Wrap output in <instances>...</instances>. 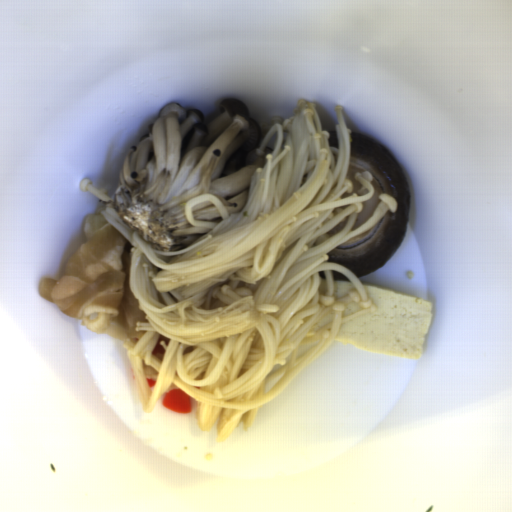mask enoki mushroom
<instances>
[{"label": "enoki mushroom", "instance_id": "cea9216a", "mask_svg": "<svg viewBox=\"0 0 512 512\" xmlns=\"http://www.w3.org/2000/svg\"><path fill=\"white\" fill-rule=\"evenodd\" d=\"M343 110L334 108L336 163L316 103L299 99L293 116L260 122L255 154L264 156V164L250 176L242 209L229 215L222 200L207 193L187 200V220L210 229L187 248L152 249L116 213L106 188L81 180L79 190L104 203L97 212L133 246L128 283L147 322H136L134 331L146 333L138 345L126 340L124 349L148 414L170 390L180 389L198 401L200 429L210 430L219 415L217 438L224 442L243 415L248 429L259 407L321 357L342 323L375 313L360 278L326 261L333 248L372 227L387 210L397 211L396 199L380 193L372 216L352 231L374 186L371 172L357 171L359 191L341 198L353 192L347 179L353 132ZM346 216L340 233L324 234ZM319 270L327 280L324 296ZM334 270L355 287L345 298L333 297ZM352 301L363 310L342 316ZM332 312L334 319L315 332L319 319ZM159 333L170 343L161 340L166 352L154 356ZM147 378L157 382L150 387Z\"/></svg>", "mask_w": 512, "mask_h": 512}]
</instances>
